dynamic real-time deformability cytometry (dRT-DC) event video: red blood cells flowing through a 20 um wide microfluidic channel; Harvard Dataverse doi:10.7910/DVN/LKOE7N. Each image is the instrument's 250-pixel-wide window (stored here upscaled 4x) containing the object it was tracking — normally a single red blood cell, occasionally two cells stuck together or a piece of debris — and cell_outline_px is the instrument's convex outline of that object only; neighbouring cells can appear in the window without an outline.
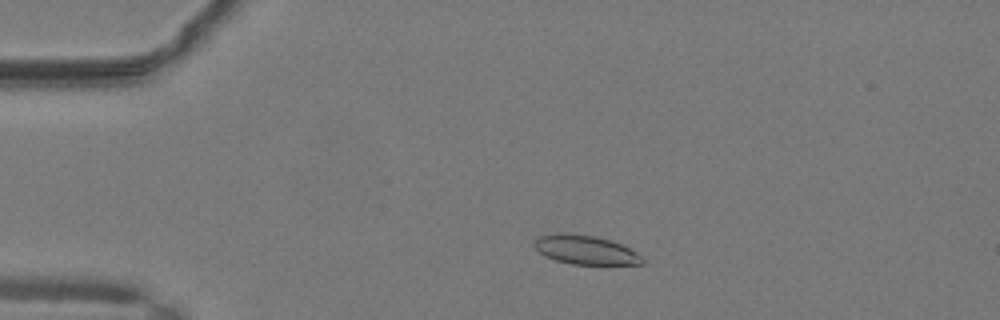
{"species": "common noctule bat (a hibernating species)", "species_latin": "Nyctalus noctula", "temperature_condition": "warm", "stored_images_in_passage": 46, "camera_frame_rate_fps": 3000, "um_per_image_px": 0.085, "animal": {"sex": "male", "body_mass_g": 19.2, "forearm_length_mm": 51.8}, "frame": {"image": 1, "passage_image": 7, "time_ms": 2.0, "image_size_px": [1000, 320], "cell_outline_px": [[644, 264], [572, 264], [556, 260], [544, 256], [532, 244], [540, 236], [556, 232], [564, 232], [592, 236], [608, 240], [620, 244], [636, 252], [644, 260]], "centroid_in_image_um": [49.72, 21.23], "position_along_channel_um": 35.3, "area_um2": 18.03}}
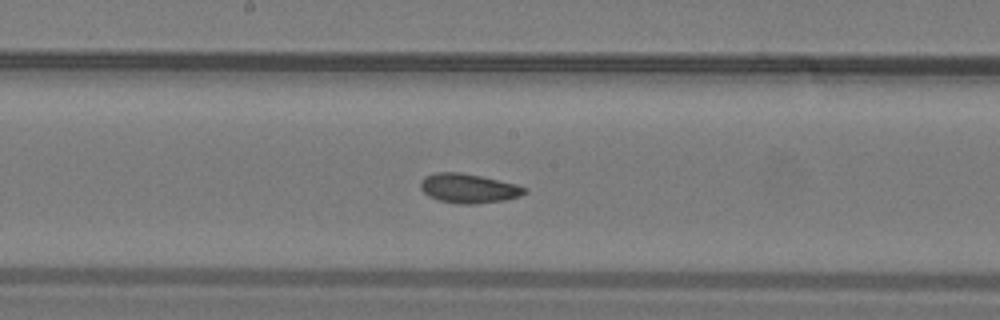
{"frame": {"image": 2, "passage_image": 23, "time_ms": 7.333, "image_size_px": [1000, 320], "cell_outline_px": [[528, 192], [520, 196], [504, 200], [476, 204], [460, 204], [440, 200], [428, 196], [420, 188], [420, 180], [424, 176], [436, 172], [460, 172], [480, 176], [516, 184], [528, 188]], "centroid_in_image_um": [39.82, 16.0], "position_along_channel_um": 208.4, "area_um2": 17.86}}
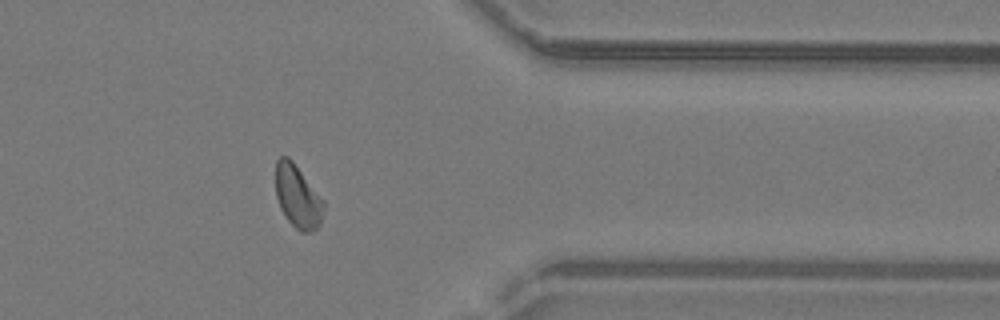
{"frame": {"image": 3, "passage_image": 37, "time_ms": 12.0, "image_size_px": [1000, 320], "cell_outline_px": [[324, 208], [320, 224], [312, 232], [300, 232], [288, 220], [280, 208], [276, 196], [276, 160], [280, 156], [288, 156], [292, 160], [324, 200]], "centroid_in_image_um": [25.3, 16.7], "position_along_channel_um": 386.1, "area_um2": 17.57}, "authors_computed_cell_mechanics": {"area_um2": 17.5712, "velocity_mm_per_s": 4.1162, "shape_relaxation_time_tau1_ms": 5.5593, "shape_relaxation_time_tau2_ms": 1.8882, "deformation_change_tau1": 0.1424, "deformation_change_tau2": 0.063}}